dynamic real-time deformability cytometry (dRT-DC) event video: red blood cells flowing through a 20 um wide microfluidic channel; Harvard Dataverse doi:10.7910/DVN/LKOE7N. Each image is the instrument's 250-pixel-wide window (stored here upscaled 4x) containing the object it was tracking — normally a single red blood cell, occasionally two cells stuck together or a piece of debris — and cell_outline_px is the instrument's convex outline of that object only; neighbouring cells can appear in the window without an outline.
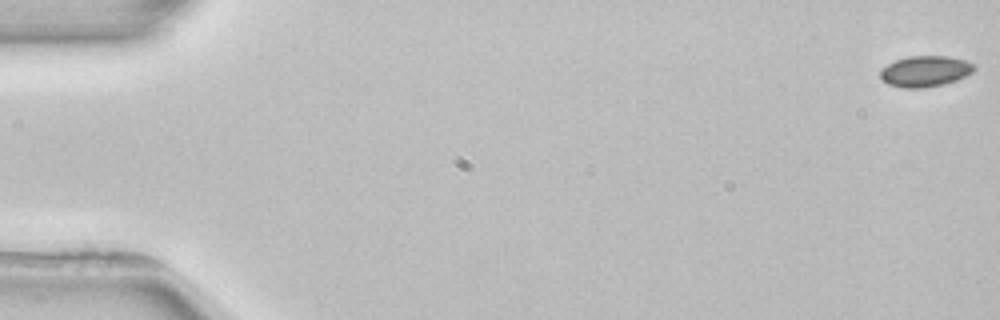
{"species": "common noctule bat (a hibernating species)", "species_latin": "Nyctalus noctula", "temperature_condition": "room temperature", "stored_images_in_passage": 4, "camera_frame_rate_fps": 3000, "um_per_image_px": 0.085, "animal": {"sex": "female", "body_mass_g": 22.7, "forearm_length_mm": 54.2}, "frame": {"image": 1, "passage_image": 1, "time_ms": 0.0, "image_size_px": [1000, 320], "cell_outline_px": [[976, 68], [972, 72], [956, 80], [944, 84], [924, 88], [904, 88], [888, 84], [880, 76], [880, 68], [896, 60], [908, 56], [948, 56], [964, 60], [972, 64]], "centroid_in_image_um": [78.62, 6.06], "position_along_channel_um": 6.4, "area_um2": 16.82}}
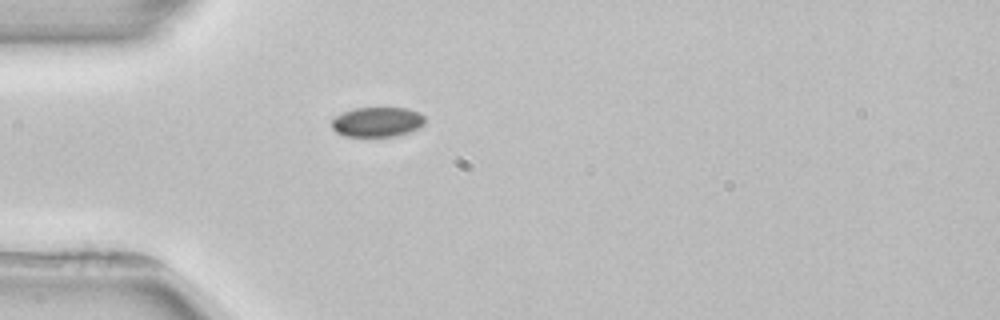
{"frame": {"image": 2, "passage_image": 4, "time_ms": 5.0, "image_size_px": [1000, 320], "cell_outline_px": [[424, 124], [420, 128], [396, 136], [344, 136], [336, 132], [332, 128], [332, 120], [336, 116], [344, 112], [356, 108], [408, 108], [420, 112], [424, 116]], "centroid_in_image_um": [32.09, 10.36], "position_along_channel_um": 52.9, "area_um2": 16.18}}